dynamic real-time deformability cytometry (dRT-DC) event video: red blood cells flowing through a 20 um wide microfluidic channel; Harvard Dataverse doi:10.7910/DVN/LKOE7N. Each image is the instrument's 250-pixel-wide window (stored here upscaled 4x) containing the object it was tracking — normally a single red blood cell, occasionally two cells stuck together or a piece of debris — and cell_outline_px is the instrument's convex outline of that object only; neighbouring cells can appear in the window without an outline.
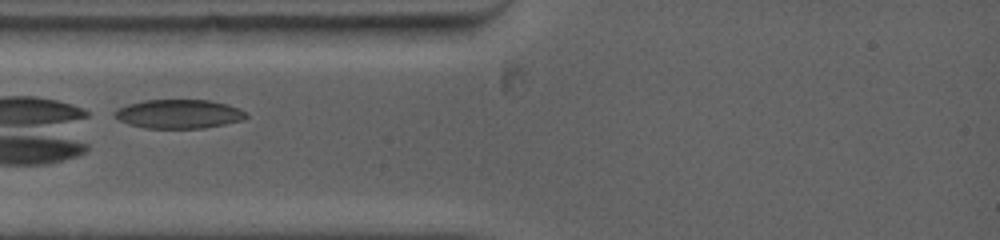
{"species": "common noctule bat (a hibernating species)", "species_latin": "Nyctalus noctula", "temperature_condition": "warm", "stored_images_in_passage": 10, "camera_frame_rate_fps": 5000, "um_per_image_px": 0.085, "animal": {"sex": "female", "body_mass_g": 19.0, "forearm_length_mm": 53.3}, "frame": {"image": 1, "passage_image": 1, "time_ms": 0.0, "image_size_px": [1000, 240], "cell_outline_px": [[248, 116], [244, 120], [204, 128], [144, 128], [128, 124], [112, 116], [112, 112], [116, 108], [128, 104], [144, 100], [208, 100], [228, 104], [240, 108]], "centroid_in_image_um": [15.17, 9.68], "position_along_channel_um": 69.8, "area_um2": 22.37}}
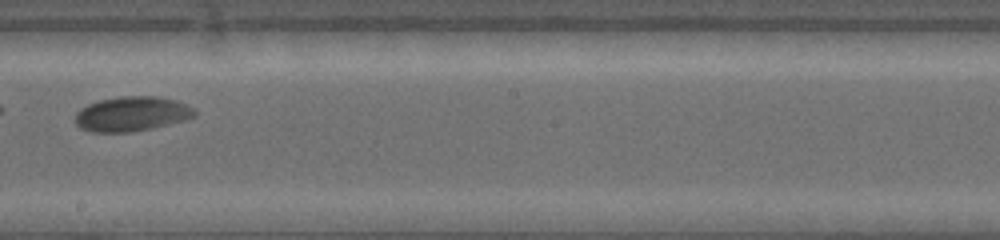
{"frame": {"image": 2, "passage_image": 5, "time_ms": 4.4, "image_size_px": [1000, 240], "cell_outline_px": [[196, 116], [184, 120], [152, 128], [132, 132], [92, 132], [80, 128], [72, 120], [76, 112], [80, 108], [88, 104], [100, 100], [124, 96], [160, 96], [176, 100], [192, 108], [196, 112]], "centroid_in_image_um": [11.15, 9.68], "position_along_channel_um": 237.0, "area_um2": 24.28}}
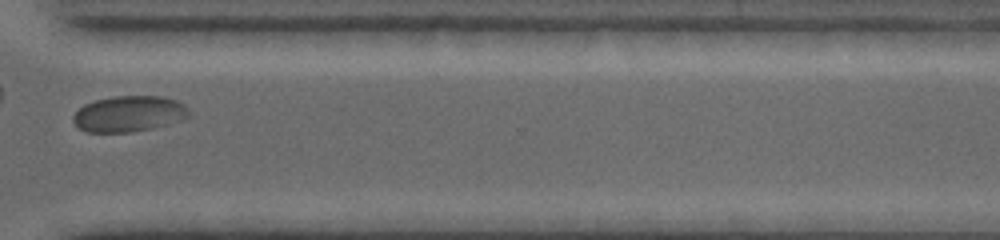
{"frame": {"image": 3, "passage_image": 8, "time_ms": 7.6, "image_size_px": [1000, 240], "cell_outline_px": [[192, 112], [188, 116], [180, 120], [168, 124], [152, 128], [132, 132], [84, 132], [72, 120], [72, 116], [84, 104], [96, 100], [112, 96], [164, 96], [176, 100], [184, 104]], "centroid_in_image_um": [10.97, 9.67], "position_along_channel_um": 359.6, "area_um2": 24.33}}